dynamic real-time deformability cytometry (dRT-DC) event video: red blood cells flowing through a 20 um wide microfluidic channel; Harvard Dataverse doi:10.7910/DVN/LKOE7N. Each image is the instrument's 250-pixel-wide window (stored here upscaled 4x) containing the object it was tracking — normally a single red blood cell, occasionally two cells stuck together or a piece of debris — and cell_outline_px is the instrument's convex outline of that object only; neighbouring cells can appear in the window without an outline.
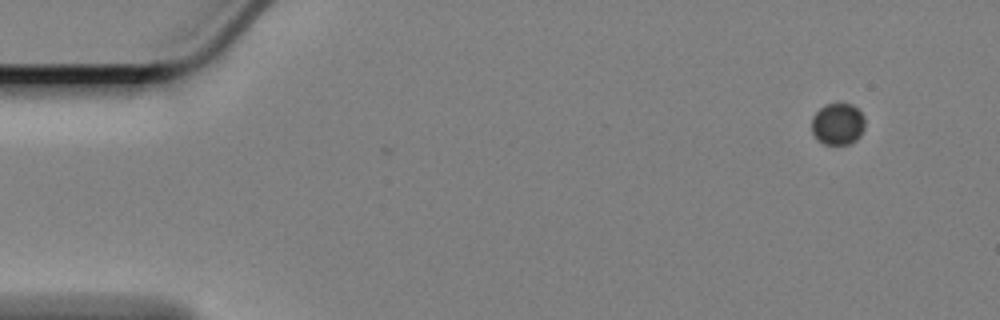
{"species": "Egyptian fruit bat (a non-hibernating species)", "species_latin": "Rousettus aegyptiacus", "temperature_condition": "cold", "stored_images_in_passage": 10, "camera_frame_rate_fps": 3000, "um_per_image_px": 0.085, "animal": {"sex": "female"}, "frame": {"image": 1, "passage_image": 1, "time_ms": 0.0, "image_size_px": [1000, 320], "cell_outline_px": [[864, 128], [860, 136], [856, 140], [848, 144], [824, 144], [816, 140], [812, 132], [812, 116], [824, 104], [836, 100], [852, 104], [864, 116]], "centroid_in_image_um": [71.19, 10.49], "position_along_channel_um": 13.8, "area_um2": 13.41}}